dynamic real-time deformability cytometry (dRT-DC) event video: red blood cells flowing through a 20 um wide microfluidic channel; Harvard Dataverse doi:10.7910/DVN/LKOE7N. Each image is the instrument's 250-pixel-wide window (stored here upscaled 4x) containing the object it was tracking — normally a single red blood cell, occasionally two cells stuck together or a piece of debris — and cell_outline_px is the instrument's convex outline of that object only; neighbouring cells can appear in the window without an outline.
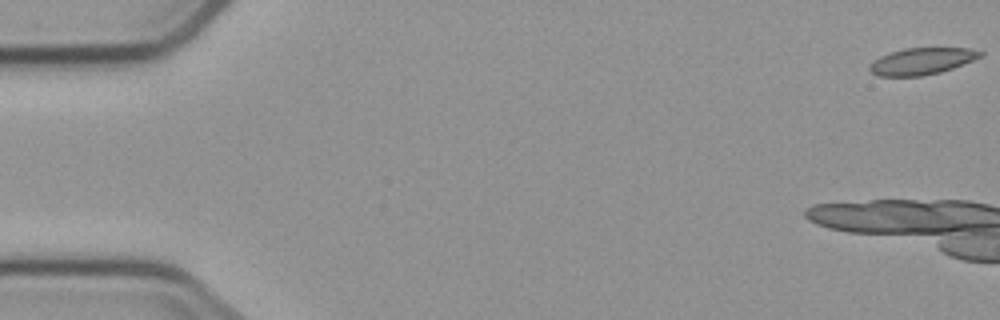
{"species": "common noctule bat (a hibernating species)", "species_latin": "Nyctalus noctula", "temperature_condition": "cold", "stored_images_in_passage": 7, "camera_frame_rate_fps": 3000, "um_per_image_px": 0.085, "animal": {"sex": "male", "body_mass_g": 23.1, "forearm_length_mm": 52.7}, "frame": {"image": 1, "passage_image": 1, "time_ms": 0.0, "image_size_px": [1000, 320], "cell_outline_px": [[984, 52], [980, 56], [972, 60], [952, 68], [940, 72], [920, 76], [880, 76], [872, 72], [868, 68], [880, 56], [904, 48], [968, 48]], "centroid_in_image_um": [78.35, 5.2], "position_along_channel_um": 6.6, "area_um2": 16.82}}